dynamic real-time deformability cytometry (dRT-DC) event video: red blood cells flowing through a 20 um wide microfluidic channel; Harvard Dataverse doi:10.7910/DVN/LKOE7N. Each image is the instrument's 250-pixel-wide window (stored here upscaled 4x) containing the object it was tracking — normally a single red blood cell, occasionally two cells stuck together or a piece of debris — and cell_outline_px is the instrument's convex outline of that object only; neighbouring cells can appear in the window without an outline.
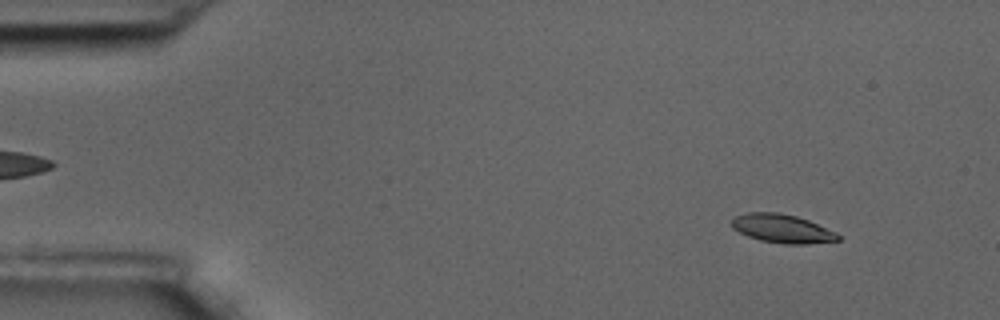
{"species": "common noctule bat (a hibernating species)", "species_latin": "Nyctalus noctula", "temperature_condition": "room temperature", "stored_images_in_passage": 59, "camera_frame_rate_fps": 3000, "um_per_image_px": 0.085, "animal": {"sex": "male", "body_mass_g": 17.5, "forearm_length_mm": 52.3}, "frame": {"image": 1, "passage_image": 6, "time_ms": 1.667, "image_size_px": [1000, 320], "cell_outline_px": [[840, 240], [804, 244], [784, 244], [760, 240], [748, 236], [732, 228], [732, 216], [744, 212], [780, 212], [796, 216], [808, 220], [836, 232], [840, 236]], "centroid_in_image_um": [66.45, 19.41], "position_along_channel_um": 18.5, "area_um2": 17.8}}
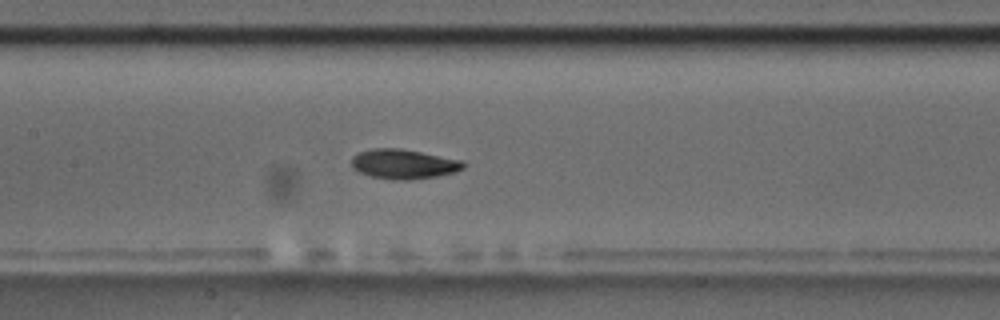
{"frame": {"image": 2, "passage_image": 28, "time_ms": 9.0, "image_size_px": [1000, 320], "cell_outline_px": [[464, 168], [452, 172], [436, 176], [408, 180], [392, 180], [372, 176], [360, 172], [352, 168], [352, 156], [360, 152], [372, 148], [400, 148], [464, 160]], "centroid_in_image_um": [34.3, 13.93], "position_along_channel_um": 173.1, "area_um2": 19.25}}
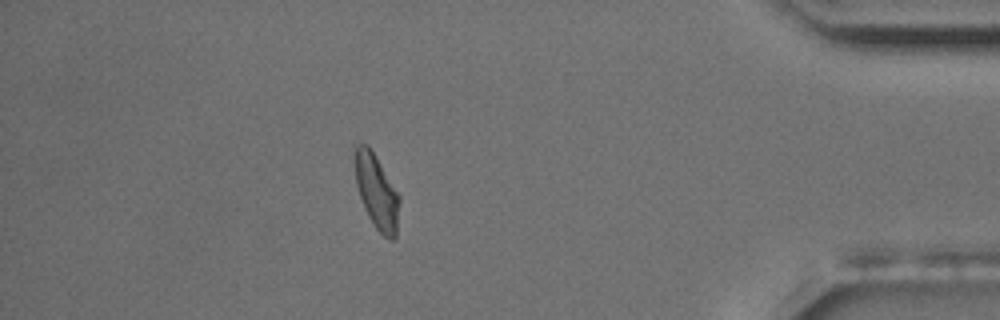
{"frame": {"image": 3, "passage_image": 52, "time_ms": 17.0, "image_size_px": [1000, 320], "cell_outline_px": [[400, 200], [396, 236], [392, 240], [388, 240], [376, 228], [368, 216], [360, 196], [356, 184], [352, 152], [352, 144], [368, 144], [400, 196]], "centroid_in_image_um": [31.98, 16.23], "position_along_channel_um": 403.2, "area_um2": 19.54}, "authors_computed_cell_mechanics": {"area_um2": 18.6116, "velocity_mm_per_s": 3.4163, "shape_relaxation_time_tau1_ms": 3.4166, "shape_relaxation_time_tau2_ms": 2.6955, "deformation_change_tau1": 0.1347, "deformation_change_tau2": 0.074}}